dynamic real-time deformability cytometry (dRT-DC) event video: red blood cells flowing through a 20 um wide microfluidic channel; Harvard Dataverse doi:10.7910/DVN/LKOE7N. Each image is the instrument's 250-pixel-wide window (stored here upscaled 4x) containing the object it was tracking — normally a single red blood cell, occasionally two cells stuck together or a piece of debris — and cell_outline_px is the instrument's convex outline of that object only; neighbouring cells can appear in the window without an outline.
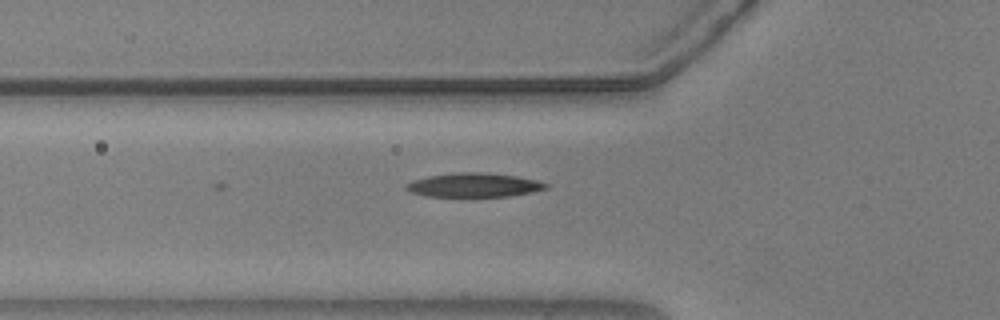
{"species": "common noctule bat (a hibernating species)", "species_latin": "Nyctalus noctula", "temperature_condition": "warm", "stored_images_in_passage": 5, "camera_frame_rate_fps": 3000, "um_per_image_px": 0.085, "animal": {"sex": "male", "body_mass_g": 20.5, "forearm_length_mm": 52.5}, "frame": {"image": 1, "passage_image": 5, "time_ms": 1.333, "image_size_px": [1000, 320], "cell_outline_px": [[552, 184], [548, 188], [532, 192], [512, 196], [424, 196], [412, 192], [404, 188], [404, 184], [412, 180], [428, 176], [456, 172], [484, 172], [516, 176], [540, 180]], "centroid_in_image_um": [40.33, 15.72], "position_along_channel_um": 85.5, "area_um2": 19.83}}